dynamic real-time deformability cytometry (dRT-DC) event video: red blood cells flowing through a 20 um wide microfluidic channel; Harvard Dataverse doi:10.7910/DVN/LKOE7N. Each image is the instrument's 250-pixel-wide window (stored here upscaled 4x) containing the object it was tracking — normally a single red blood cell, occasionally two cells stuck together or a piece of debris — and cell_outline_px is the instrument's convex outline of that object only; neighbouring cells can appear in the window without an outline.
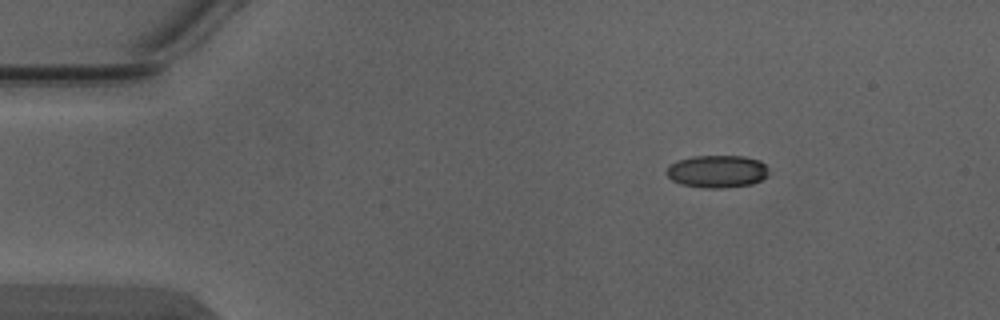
{"species": "Egyptian fruit bat (a non-hibernating species)", "species_latin": "Rousettus aegyptiacus", "temperature_condition": "warm", "stored_images_in_passage": 4, "camera_frame_rate_fps": 3000, "um_per_image_px": 0.085, "animal": {"sex": "male"}, "frame": {"image": 1, "passage_image": 1, "time_ms": 0.0, "image_size_px": [1000, 320], "cell_outline_px": [[768, 176], [752, 184], [724, 188], [704, 188], [680, 184], [672, 180], [664, 172], [668, 164], [692, 156], [744, 156], [760, 160], [768, 168]], "centroid_in_image_um": [60.94, 14.57], "position_along_channel_um": 24.1, "area_um2": 19.59}}
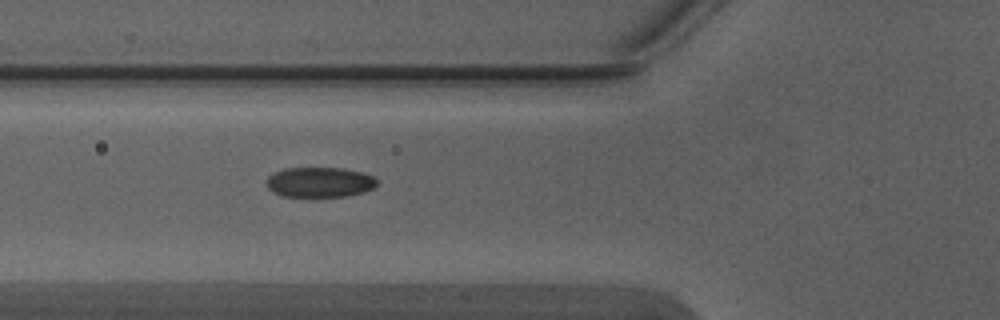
{"frame": {"image": 2, "passage_image": 4, "time_ms": 1.0, "image_size_px": [1000, 320], "cell_outline_px": [[376, 188], [364, 192], [348, 196], [284, 196], [272, 192], [268, 188], [268, 176], [284, 168], [340, 168], [364, 172], [372, 176], [376, 180]], "centroid_in_image_um": [27.21, 15.48], "position_along_channel_um": 98.6, "area_um2": 19.31}}